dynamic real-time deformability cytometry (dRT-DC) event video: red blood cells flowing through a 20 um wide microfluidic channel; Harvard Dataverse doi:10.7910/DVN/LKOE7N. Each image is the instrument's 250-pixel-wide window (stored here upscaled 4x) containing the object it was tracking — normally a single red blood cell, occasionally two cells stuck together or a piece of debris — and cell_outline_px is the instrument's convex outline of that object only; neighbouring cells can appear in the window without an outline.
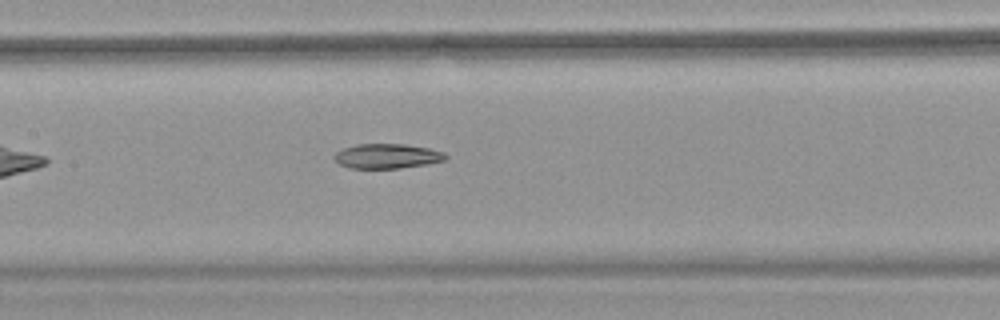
{"species": "common noctule bat (a hibernating species)", "species_latin": "Nyctalus noctula", "temperature_condition": "warm", "stored_images_in_passage": 39, "camera_frame_rate_fps": 3000, "um_per_image_px": 0.085, "animal": {"sex": "female", "body_mass_g": 18.4}, "frame": {"image": 1, "passage_image": 12, "time_ms": 3.667, "image_size_px": [1000, 320], "cell_outline_px": [[448, 156], [444, 160], [428, 164], [400, 168], [348, 168], [340, 164], [332, 156], [336, 152], [344, 148], [356, 144], [404, 144], [428, 148], [444, 152]], "centroid_in_image_um": [32.9, 13.27], "position_along_channel_um": 174.5, "area_um2": 16.01}, "authors_computed_cell_mechanics": {"area_um2": 17.1088, "velocity_mm_per_s": 3.8277, "shape_relaxation_time_tau1_ms": null, "shape_relaxation_time_tau2_ms": 8.2929, "deformation_change_tau1": null, "deformation_change_tau2": 0.1593}}